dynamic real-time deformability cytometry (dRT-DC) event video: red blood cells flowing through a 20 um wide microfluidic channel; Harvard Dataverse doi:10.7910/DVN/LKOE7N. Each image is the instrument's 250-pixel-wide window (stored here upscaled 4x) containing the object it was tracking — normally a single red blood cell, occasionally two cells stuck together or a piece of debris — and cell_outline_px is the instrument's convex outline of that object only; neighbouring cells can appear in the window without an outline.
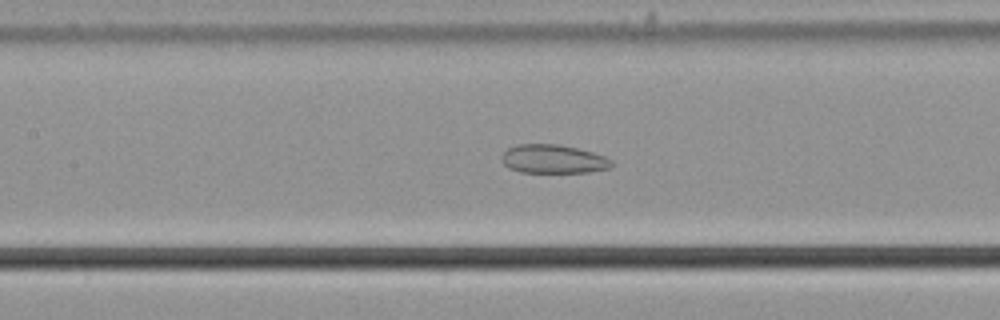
{"species": "common noctule bat (a hibernating species)", "species_latin": "Nyctalus noctula", "temperature_condition": "cold", "stored_images_in_passage": 49, "camera_frame_rate_fps": 3000, "um_per_image_px": 0.085, "animal": {"sex": "male", "body_mass_g": 21.5, "forearm_length_mm": 52.0}, "frame": {"image": 1, "passage_image": 26, "time_ms": 8.333, "image_size_px": [1000, 320], "cell_outline_px": [[612, 164], [608, 168], [588, 172], [520, 172], [508, 168], [500, 160], [500, 156], [508, 148], [516, 144], [560, 144], [592, 152], [604, 156], [612, 160]], "centroid_in_image_um": [46.97, 13.51], "position_along_channel_um": 160.4, "area_um2": 18.38}}
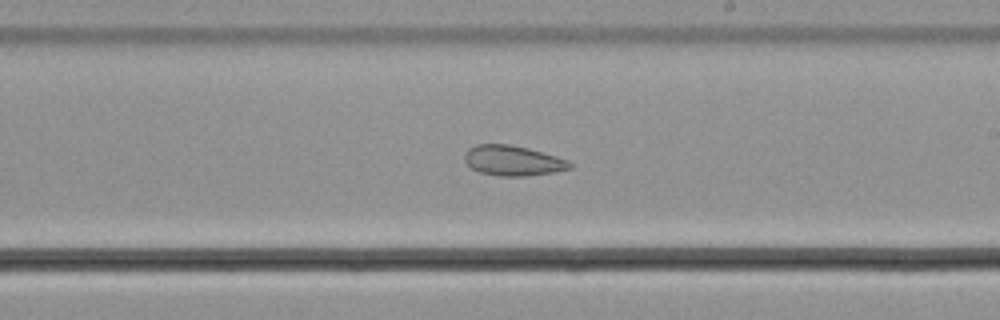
{"frame": {"image": 2, "passage_image": 33, "time_ms": 10.667, "image_size_px": [1000, 320], "cell_outline_px": [[572, 168], [556, 172], [524, 176], [500, 176], [480, 172], [472, 168], [464, 160], [464, 152], [468, 148], [476, 144], [508, 144], [528, 148], [556, 156], [568, 160], [572, 164]], "centroid_in_image_um": [43.59, 13.65], "position_along_channel_um": 245.4, "area_um2": 18.55}}
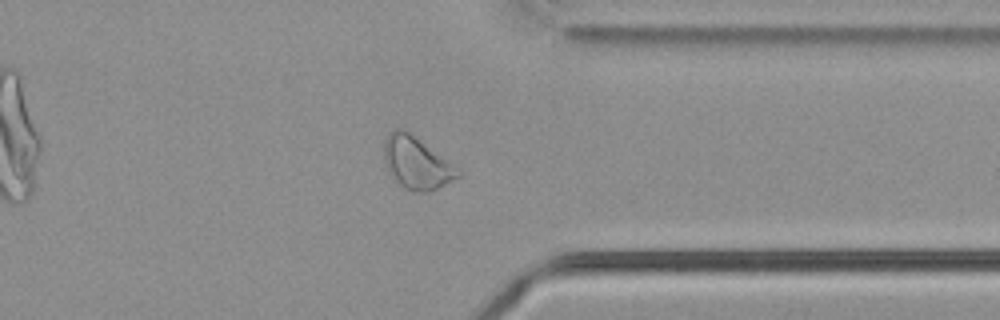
{"frame": {"image": 3, "passage_image": 44, "time_ms": 14.333, "image_size_px": [1000, 320], "cell_outline_px": [[464, 172], [460, 176], [432, 192], [412, 192], [404, 188], [388, 172], [384, 160], [384, 140], [396, 128], [404, 128], [460, 168]], "centroid_in_image_um": [35.45, 13.87], "position_along_channel_um": 376.0, "area_um2": 22.77}, "authors_computed_cell_mechanics": {"area_um2": 22.7732, "velocity_mm_per_s": 3.6542, "shape_relaxation_time_tau1_ms": null, "shape_relaxation_time_tau2_ms": 2.3915, "deformation_change_tau1": null, "deformation_change_tau2": 0.0834}}